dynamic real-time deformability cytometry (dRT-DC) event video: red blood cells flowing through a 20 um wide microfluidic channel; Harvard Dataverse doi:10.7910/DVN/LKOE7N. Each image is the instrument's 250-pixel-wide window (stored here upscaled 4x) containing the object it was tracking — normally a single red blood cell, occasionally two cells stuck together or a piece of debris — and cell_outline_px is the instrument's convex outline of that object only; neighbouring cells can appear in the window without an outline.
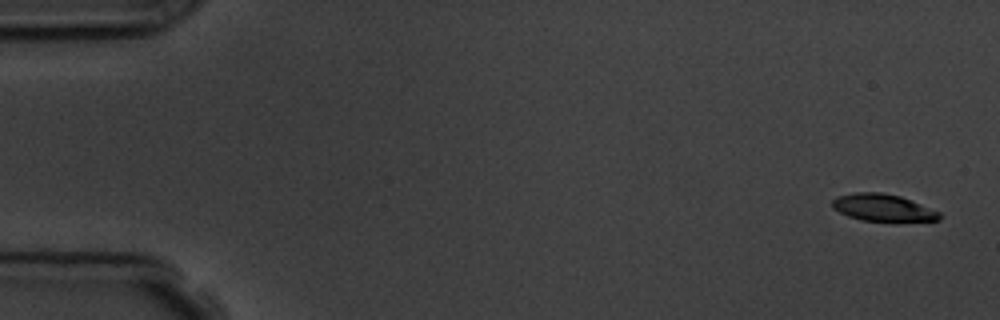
{"species": "common noctule bat (a hibernating species)", "species_latin": "Nyctalus noctula", "temperature_condition": "room temperature", "stored_images_in_passage": 4, "camera_frame_rate_fps": 3000, "um_per_image_px": 0.085, "animal": {"sex": "male", "body_mass_g": 19.5, "forearm_length_mm": 54.6}, "frame": {"image": 1, "passage_image": 1, "time_ms": 0.0, "image_size_px": [1000, 320], "cell_outline_px": [[944, 216], [940, 220], [892, 224], [864, 220], [848, 216], [832, 208], [832, 200], [840, 196], [856, 192], [880, 192], [900, 196], [940, 212]], "centroid_in_image_um": [75.13, 17.71], "position_along_channel_um": 9.9, "area_um2": 17.57}}
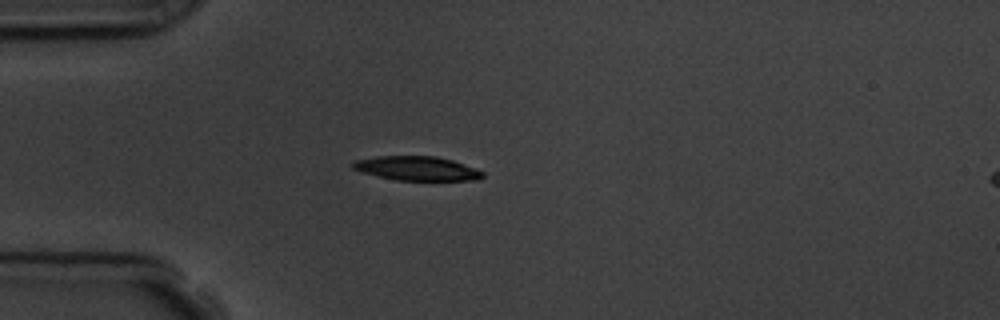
{"frame": {"image": 2, "passage_image": 4, "time_ms": 4.333, "image_size_px": [1000, 320], "cell_outline_px": [[484, 176], [476, 180], [396, 180], [364, 172], [352, 168], [352, 160], [376, 156], [436, 156], [452, 160], [484, 172]], "centroid_in_image_um": [35.42, 14.3], "position_along_channel_um": 49.6, "area_um2": 18.09}}